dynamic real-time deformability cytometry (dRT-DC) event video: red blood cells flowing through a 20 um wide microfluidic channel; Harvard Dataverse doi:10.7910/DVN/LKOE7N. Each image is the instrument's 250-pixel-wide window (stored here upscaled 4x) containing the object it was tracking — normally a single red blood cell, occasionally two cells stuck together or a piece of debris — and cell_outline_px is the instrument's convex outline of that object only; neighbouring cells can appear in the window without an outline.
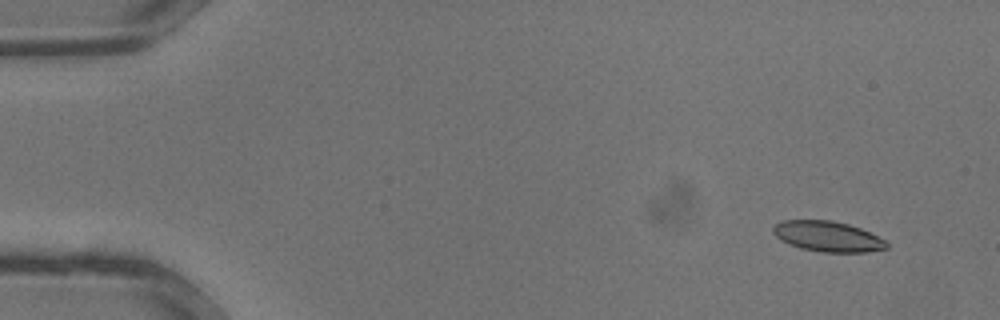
{"species": "common noctule bat (a hibernating species)", "species_latin": "Nyctalus noctula", "temperature_condition": "warm", "stored_images_in_passage": 33, "camera_frame_rate_fps": 3000, "um_per_image_px": 0.085, "animal": {"sex": "male", "body_mass_g": 13.3}, "frame": {"image": 1, "passage_image": 1, "time_ms": 0.0, "image_size_px": [1000, 320], "cell_outline_px": [[888, 248], [868, 252], [824, 252], [800, 248], [788, 244], [780, 240], [772, 232], [772, 228], [780, 220], [832, 220], [848, 224], [860, 228], [884, 240], [888, 244]], "centroid_in_image_um": [70.31, 20.09], "position_along_channel_um": 14.7, "area_um2": 20.11}}
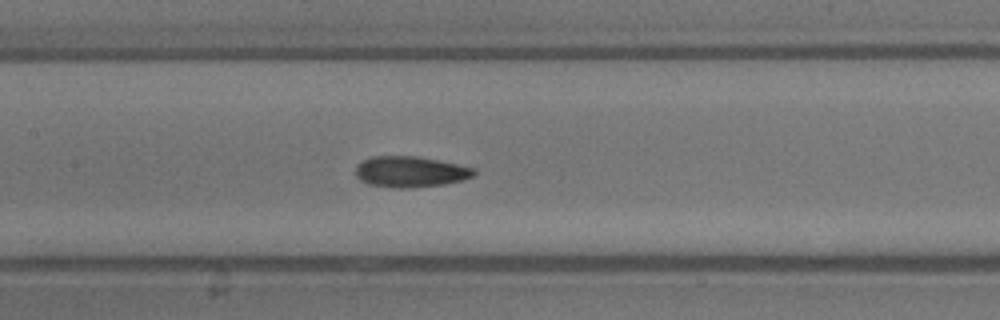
{"frame": {"image": 2, "passage_image": 15, "time_ms": 4.667, "image_size_px": [1000, 320], "cell_outline_px": [[476, 172], [472, 176], [464, 180], [444, 184], [408, 188], [396, 188], [368, 184], [360, 180], [356, 176], [356, 164], [372, 156], [416, 156], [476, 168]], "centroid_in_image_um": [34.86, 14.6], "position_along_channel_um": 172.5, "area_um2": 21.27}}
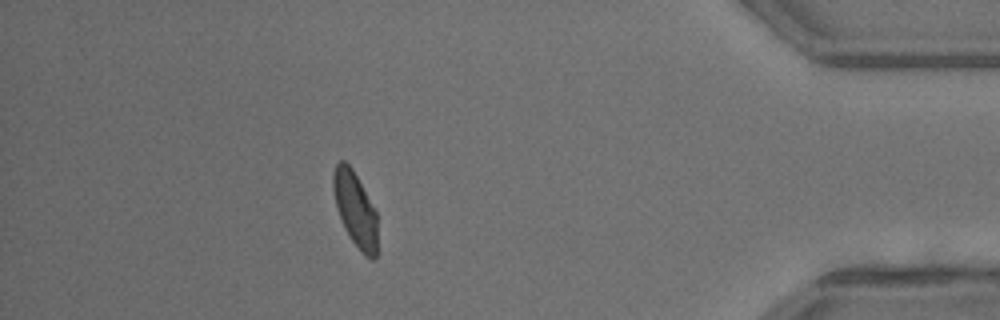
{"frame": {"image": 3, "passage_image": 29, "time_ms": 9.333, "image_size_px": [1000, 320], "cell_outline_px": [[376, 260], [372, 260], [364, 256], [352, 240], [340, 216], [336, 204], [332, 188], [332, 176], [336, 164], [340, 160], [344, 160], [352, 168], [376, 212]], "centroid_in_image_um": [30.19, 17.77], "position_along_channel_um": 405.0, "area_um2": 18.79}}